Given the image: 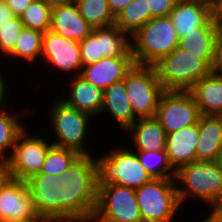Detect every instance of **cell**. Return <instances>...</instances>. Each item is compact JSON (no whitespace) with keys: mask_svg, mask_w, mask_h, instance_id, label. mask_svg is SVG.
Segmentation results:
<instances>
[{"mask_svg":"<svg viewBox=\"0 0 222 222\" xmlns=\"http://www.w3.org/2000/svg\"><path fill=\"white\" fill-rule=\"evenodd\" d=\"M211 73L222 77V37L216 39L214 45L213 60L211 63Z\"/></svg>","mask_w":222,"mask_h":222,"instance_id":"obj_36","label":"cell"},{"mask_svg":"<svg viewBox=\"0 0 222 222\" xmlns=\"http://www.w3.org/2000/svg\"><path fill=\"white\" fill-rule=\"evenodd\" d=\"M140 163L154 179H174L176 170L172 167L166 150H134Z\"/></svg>","mask_w":222,"mask_h":222,"instance_id":"obj_30","label":"cell"},{"mask_svg":"<svg viewBox=\"0 0 222 222\" xmlns=\"http://www.w3.org/2000/svg\"><path fill=\"white\" fill-rule=\"evenodd\" d=\"M220 36L222 37V19L219 20Z\"/></svg>","mask_w":222,"mask_h":222,"instance_id":"obj_47","label":"cell"},{"mask_svg":"<svg viewBox=\"0 0 222 222\" xmlns=\"http://www.w3.org/2000/svg\"><path fill=\"white\" fill-rule=\"evenodd\" d=\"M43 34L38 30L24 28L13 50L5 57V60L7 59L6 63L13 61V67H16V64H19V66L21 64H26V66L30 64L31 68L36 64L35 67L38 66L39 69L40 66L37 63L38 61L40 63L41 60Z\"/></svg>","mask_w":222,"mask_h":222,"instance_id":"obj_26","label":"cell"},{"mask_svg":"<svg viewBox=\"0 0 222 222\" xmlns=\"http://www.w3.org/2000/svg\"><path fill=\"white\" fill-rule=\"evenodd\" d=\"M213 15V5L198 0H177L169 14L179 38L201 27Z\"/></svg>","mask_w":222,"mask_h":222,"instance_id":"obj_19","label":"cell"},{"mask_svg":"<svg viewBox=\"0 0 222 222\" xmlns=\"http://www.w3.org/2000/svg\"><path fill=\"white\" fill-rule=\"evenodd\" d=\"M103 91V107L99 117L106 118L109 115L105 121L107 122L111 118L113 123L115 122L117 130L119 127L120 133L124 134L138 120L129 102L124 80L108 86Z\"/></svg>","mask_w":222,"mask_h":222,"instance_id":"obj_17","label":"cell"},{"mask_svg":"<svg viewBox=\"0 0 222 222\" xmlns=\"http://www.w3.org/2000/svg\"><path fill=\"white\" fill-rule=\"evenodd\" d=\"M151 20L147 0H134L115 18V25L130 37Z\"/></svg>","mask_w":222,"mask_h":222,"instance_id":"obj_28","label":"cell"},{"mask_svg":"<svg viewBox=\"0 0 222 222\" xmlns=\"http://www.w3.org/2000/svg\"><path fill=\"white\" fill-rule=\"evenodd\" d=\"M201 115H222V77L211 73L189 90Z\"/></svg>","mask_w":222,"mask_h":222,"instance_id":"obj_25","label":"cell"},{"mask_svg":"<svg viewBox=\"0 0 222 222\" xmlns=\"http://www.w3.org/2000/svg\"><path fill=\"white\" fill-rule=\"evenodd\" d=\"M125 89L137 119L156 115L164 89L154 66L134 65L124 78Z\"/></svg>","mask_w":222,"mask_h":222,"instance_id":"obj_8","label":"cell"},{"mask_svg":"<svg viewBox=\"0 0 222 222\" xmlns=\"http://www.w3.org/2000/svg\"><path fill=\"white\" fill-rule=\"evenodd\" d=\"M52 5L48 0H33L20 17L25 28L45 33L51 26Z\"/></svg>","mask_w":222,"mask_h":222,"instance_id":"obj_31","label":"cell"},{"mask_svg":"<svg viewBox=\"0 0 222 222\" xmlns=\"http://www.w3.org/2000/svg\"><path fill=\"white\" fill-rule=\"evenodd\" d=\"M27 128L26 126L19 134L12 153L6 158L14 179L21 181H26L40 172L48 149L53 145L50 135H43L38 128L36 131L35 128L34 131ZM31 131L34 133L30 134Z\"/></svg>","mask_w":222,"mask_h":222,"instance_id":"obj_9","label":"cell"},{"mask_svg":"<svg viewBox=\"0 0 222 222\" xmlns=\"http://www.w3.org/2000/svg\"><path fill=\"white\" fill-rule=\"evenodd\" d=\"M134 0H108L111 13L116 18Z\"/></svg>","mask_w":222,"mask_h":222,"instance_id":"obj_39","label":"cell"},{"mask_svg":"<svg viewBox=\"0 0 222 222\" xmlns=\"http://www.w3.org/2000/svg\"><path fill=\"white\" fill-rule=\"evenodd\" d=\"M66 88H62L61 97L59 98L68 106L75 108L78 111H83L90 114L93 118L99 120V116L103 107V89L92 85L81 75L66 78ZM71 80V81H69ZM69 82V83H68ZM69 91V92H68ZM68 95H67V94Z\"/></svg>","mask_w":222,"mask_h":222,"instance_id":"obj_16","label":"cell"},{"mask_svg":"<svg viewBox=\"0 0 222 222\" xmlns=\"http://www.w3.org/2000/svg\"><path fill=\"white\" fill-rule=\"evenodd\" d=\"M79 43L83 66L104 57H133L130 36L115 24L94 28L93 32Z\"/></svg>","mask_w":222,"mask_h":222,"instance_id":"obj_12","label":"cell"},{"mask_svg":"<svg viewBox=\"0 0 222 222\" xmlns=\"http://www.w3.org/2000/svg\"><path fill=\"white\" fill-rule=\"evenodd\" d=\"M80 156L77 151L52 145L46 154L44 164L39 173L60 175L67 170Z\"/></svg>","mask_w":222,"mask_h":222,"instance_id":"obj_32","label":"cell"},{"mask_svg":"<svg viewBox=\"0 0 222 222\" xmlns=\"http://www.w3.org/2000/svg\"><path fill=\"white\" fill-rule=\"evenodd\" d=\"M36 212L43 222H63V195L59 175L38 173L26 180Z\"/></svg>","mask_w":222,"mask_h":222,"instance_id":"obj_14","label":"cell"},{"mask_svg":"<svg viewBox=\"0 0 222 222\" xmlns=\"http://www.w3.org/2000/svg\"><path fill=\"white\" fill-rule=\"evenodd\" d=\"M11 101L12 99L10 104L0 107V158H7L12 153L19 134L26 128L25 124H27L25 121L24 123L21 121V119L25 120V116L21 115L25 114L24 111H17V107H12L13 101Z\"/></svg>","mask_w":222,"mask_h":222,"instance_id":"obj_27","label":"cell"},{"mask_svg":"<svg viewBox=\"0 0 222 222\" xmlns=\"http://www.w3.org/2000/svg\"><path fill=\"white\" fill-rule=\"evenodd\" d=\"M212 209L222 217V199Z\"/></svg>","mask_w":222,"mask_h":222,"instance_id":"obj_44","label":"cell"},{"mask_svg":"<svg viewBox=\"0 0 222 222\" xmlns=\"http://www.w3.org/2000/svg\"><path fill=\"white\" fill-rule=\"evenodd\" d=\"M135 65H155L178 47L179 37L169 16L154 17L131 37Z\"/></svg>","mask_w":222,"mask_h":222,"instance_id":"obj_5","label":"cell"},{"mask_svg":"<svg viewBox=\"0 0 222 222\" xmlns=\"http://www.w3.org/2000/svg\"><path fill=\"white\" fill-rule=\"evenodd\" d=\"M43 222L33 204L26 181L14 179L0 192V221Z\"/></svg>","mask_w":222,"mask_h":222,"instance_id":"obj_15","label":"cell"},{"mask_svg":"<svg viewBox=\"0 0 222 222\" xmlns=\"http://www.w3.org/2000/svg\"><path fill=\"white\" fill-rule=\"evenodd\" d=\"M41 60L40 62L43 65L40 63V66L45 68L43 70L49 72L46 69L53 67L51 69L52 72H49V74L53 75V73L57 72L58 78L61 77L59 74H66L65 78L80 75L83 68L80 43L76 40L60 36L51 30L43 34Z\"/></svg>","mask_w":222,"mask_h":222,"instance_id":"obj_11","label":"cell"},{"mask_svg":"<svg viewBox=\"0 0 222 222\" xmlns=\"http://www.w3.org/2000/svg\"><path fill=\"white\" fill-rule=\"evenodd\" d=\"M14 180L8 160L0 158V192Z\"/></svg>","mask_w":222,"mask_h":222,"instance_id":"obj_37","label":"cell"},{"mask_svg":"<svg viewBox=\"0 0 222 222\" xmlns=\"http://www.w3.org/2000/svg\"><path fill=\"white\" fill-rule=\"evenodd\" d=\"M0 222H35V221H24V220H1Z\"/></svg>","mask_w":222,"mask_h":222,"instance_id":"obj_46","label":"cell"},{"mask_svg":"<svg viewBox=\"0 0 222 222\" xmlns=\"http://www.w3.org/2000/svg\"><path fill=\"white\" fill-rule=\"evenodd\" d=\"M135 65L133 57H104L99 61L83 66L81 76L101 89L124 80Z\"/></svg>","mask_w":222,"mask_h":222,"instance_id":"obj_18","label":"cell"},{"mask_svg":"<svg viewBox=\"0 0 222 222\" xmlns=\"http://www.w3.org/2000/svg\"><path fill=\"white\" fill-rule=\"evenodd\" d=\"M117 143L119 141L116 140V144H111L110 148L100 146V150L108 149L105 150L106 154L104 151L95 154L98 185L117 184L135 190L150 182L153 178L140 163L134 150L124 142L119 146H116Z\"/></svg>","mask_w":222,"mask_h":222,"instance_id":"obj_4","label":"cell"},{"mask_svg":"<svg viewBox=\"0 0 222 222\" xmlns=\"http://www.w3.org/2000/svg\"><path fill=\"white\" fill-rule=\"evenodd\" d=\"M200 116L191 92L178 90L163 91L155 115L167 134L197 124Z\"/></svg>","mask_w":222,"mask_h":222,"instance_id":"obj_13","label":"cell"},{"mask_svg":"<svg viewBox=\"0 0 222 222\" xmlns=\"http://www.w3.org/2000/svg\"><path fill=\"white\" fill-rule=\"evenodd\" d=\"M55 95L57 98L54 97V102L50 101L51 105L48 102L50 108L46 109L49 116L48 122H50L47 124H50L51 127H48L49 132H52L49 138L52 135V138H54V140H51L52 144L61 148L72 149L80 155H95L94 152L96 153V151L87 147L92 144L89 142L91 140H88V137L92 138L93 136L91 123L92 125L94 123L91 120L95 119L86 112L78 111L68 106L57 94Z\"/></svg>","mask_w":222,"mask_h":222,"instance_id":"obj_2","label":"cell"},{"mask_svg":"<svg viewBox=\"0 0 222 222\" xmlns=\"http://www.w3.org/2000/svg\"><path fill=\"white\" fill-rule=\"evenodd\" d=\"M198 1H205V2H208V3L212 4V5H214L216 0H198Z\"/></svg>","mask_w":222,"mask_h":222,"instance_id":"obj_48","label":"cell"},{"mask_svg":"<svg viewBox=\"0 0 222 222\" xmlns=\"http://www.w3.org/2000/svg\"><path fill=\"white\" fill-rule=\"evenodd\" d=\"M2 62H3V64L1 63L2 66L0 65V67H1V69H0V107L4 106L5 104H8L10 102V100H8V99L15 98V96L12 97L11 95H9L11 93L10 88H12V85H10L11 87H9L8 82L11 79L10 78L11 76L6 75L7 73L5 72V68L7 67L6 70H8V66H6L4 59L2 60ZM1 70H4V71H1ZM7 96H9V98Z\"/></svg>","mask_w":222,"mask_h":222,"instance_id":"obj_35","label":"cell"},{"mask_svg":"<svg viewBox=\"0 0 222 222\" xmlns=\"http://www.w3.org/2000/svg\"><path fill=\"white\" fill-rule=\"evenodd\" d=\"M198 140L199 122L167 134L165 150L175 170L183 165L196 162Z\"/></svg>","mask_w":222,"mask_h":222,"instance_id":"obj_22","label":"cell"},{"mask_svg":"<svg viewBox=\"0 0 222 222\" xmlns=\"http://www.w3.org/2000/svg\"><path fill=\"white\" fill-rule=\"evenodd\" d=\"M124 134L129 138L126 144L130 145L132 150L161 151L166 149L167 133L155 116L138 119Z\"/></svg>","mask_w":222,"mask_h":222,"instance_id":"obj_21","label":"cell"},{"mask_svg":"<svg viewBox=\"0 0 222 222\" xmlns=\"http://www.w3.org/2000/svg\"><path fill=\"white\" fill-rule=\"evenodd\" d=\"M63 222H91L97 203L98 178L94 155H80L59 175Z\"/></svg>","mask_w":222,"mask_h":222,"instance_id":"obj_1","label":"cell"},{"mask_svg":"<svg viewBox=\"0 0 222 222\" xmlns=\"http://www.w3.org/2000/svg\"><path fill=\"white\" fill-rule=\"evenodd\" d=\"M91 222H142L135 190L117 184L98 185Z\"/></svg>","mask_w":222,"mask_h":222,"instance_id":"obj_10","label":"cell"},{"mask_svg":"<svg viewBox=\"0 0 222 222\" xmlns=\"http://www.w3.org/2000/svg\"><path fill=\"white\" fill-rule=\"evenodd\" d=\"M135 193L142 222H177L175 216L183 212L174 179L153 178L135 189Z\"/></svg>","mask_w":222,"mask_h":222,"instance_id":"obj_7","label":"cell"},{"mask_svg":"<svg viewBox=\"0 0 222 222\" xmlns=\"http://www.w3.org/2000/svg\"><path fill=\"white\" fill-rule=\"evenodd\" d=\"M81 16L93 27H108L115 24L108 0H76Z\"/></svg>","mask_w":222,"mask_h":222,"instance_id":"obj_29","label":"cell"},{"mask_svg":"<svg viewBox=\"0 0 222 222\" xmlns=\"http://www.w3.org/2000/svg\"><path fill=\"white\" fill-rule=\"evenodd\" d=\"M24 24L14 16L0 27V57L5 58L14 48ZM2 58H0L2 60Z\"/></svg>","mask_w":222,"mask_h":222,"instance_id":"obj_33","label":"cell"},{"mask_svg":"<svg viewBox=\"0 0 222 222\" xmlns=\"http://www.w3.org/2000/svg\"><path fill=\"white\" fill-rule=\"evenodd\" d=\"M222 148V115H201L196 161H216Z\"/></svg>","mask_w":222,"mask_h":222,"instance_id":"obj_24","label":"cell"},{"mask_svg":"<svg viewBox=\"0 0 222 222\" xmlns=\"http://www.w3.org/2000/svg\"><path fill=\"white\" fill-rule=\"evenodd\" d=\"M14 17L11 9L6 5L4 0H0V27L3 23H6L8 20Z\"/></svg>","mask_w":222,"mask_h":222,"instance_id":"obj_40","label":"cell"},{"mask_svg":"<svg viewBox=\"0 0 222 222\" xmlns=\"http://www.w3.org/2000/svg\"><path fill=\"white\" fill-rule=\"evenodd\" d=\"M219 36V20L212 15L201 27L196 28V31L179 38L178 48L187 53L201 54V59L211 66L214 45Z\"/></svg>","mask_w":222,"mask_h":222,"instance_id":"obj_23","label":"cell"},{"mask_svg":"<svg viewBox=\"0 0 222 222\" xmlns=\"http://www.w3.org/2000/svg\"><path fill=\"white\" fill-rule=\"evenodd\" d=\"M177 0H147L151 19L154 17L169 16Z\"/></svg>","mask_w":222,"mask_h":222,"instance_id":"obj_34","label":"cell"},{"mask_svg":"<svg viewBox=\"0 0 222 222\" xmlns=\"http://www.w3.org/2000/svg\"><path fill=\"white\" fill-rule=\"evenodd\" d=\"M49 3L54 6V5H63V4H73L75 3L76 0H48Z\"/></svg>","mask_w":222,"mask_h":222,"instance_id":"obj_43","label":"cell"},{"mask_svg":"<svg viewBox=\"0 0 222 222\" xmlns=\"http://www.w3.org/2000/svg\"><path fill=\"white\" fill-rule=\"evenodd\" d=\"M217 164L219 165V167L222 169V148L219 151L218 157L216 159Z\"/></svg>","mask_w":222,"mask_h":222,"instance_id":"obj_45","label":"cell"},{"mask_svg":"<svg viewBox=\"0 0 222 222\" xmlns=\"http://www.w3.org/2000/svg\"><path fill=\"white\" fill-rule=\"evenodd\" d=\"M175 184L179 203L196 200L213 208L222 199V169L216 161H196L176 170ZM190 197V198H189ZM200 202V203H199Z\"/></svg>","mask_w":222,"mask_h":222,"instance_id":"obj_3","label":"cell"},{"mask_svg":"<svg viewBox=\"0 0 222 222\" xmlns=\"http://www.w3.org/2000/svg\"><path fill=\"white\" fill-rule=\"evenodd\" d=\"M153 66L164 90L189 91L197 81L211 74L201 54L187 53L178 47Z\"/></svg>","mask_w":222,"mask_h":222,"instance_id":"obj_6","label":"cell"},{"mask_svg":"<svg viewBox=\"0 0 222 222\" xmlns=\"http://www.w3.org/2000/svg\"><path fill=\"white\" fill-rule=\"evenodd\" d=\"M201 213H208L206 214L202 220L199 219L200 222H222V217L219 216L212 208L208 212H202ZM197 221V222H199Z\"/></svg>","mask_w":222,"mask_h":222,"instance_id":"obj_41","label":"cell"},{"mask_svg":"<svg viewBox=\"0 0 222 222\" xmlns=\"http://www.w3.org/2000/svg\"><path fill=\"white\" fill-rule=\"evenodd\" d=\"M213 15L218 19H222V0H216L213 5Z\"/></svg>","mask_w":222,"mask_h":222,"instance_id":"obj_42","label":"cell"},{"mask_svg":"<svg viewBox=\"0 0 222 222\" xmlns=\"http://www.w3.org/2000/svg\"><path fill=\"white\" fill-rule=\"evenodd\" d=\"M16 17H21L33 0H4Z\"/></svg>","mask_w":222,"mask_h":222,"instance_id":"obj_38","label":"cell"},{"mask_svg":"<svg viewBox=\"0 0 222 222\" xmlns=\"http://www.w3.org/2000/svg\"><path fill=\"white\" fill-rule=\"evenodd\" d=\"M93 29L81 16L75 3L52 6L51 31L80 42L89 36Z\"/></svg>","mask_w":222,"mask_h":222,"instance_id":"obj_20","label":"cell"}]
</instances>
